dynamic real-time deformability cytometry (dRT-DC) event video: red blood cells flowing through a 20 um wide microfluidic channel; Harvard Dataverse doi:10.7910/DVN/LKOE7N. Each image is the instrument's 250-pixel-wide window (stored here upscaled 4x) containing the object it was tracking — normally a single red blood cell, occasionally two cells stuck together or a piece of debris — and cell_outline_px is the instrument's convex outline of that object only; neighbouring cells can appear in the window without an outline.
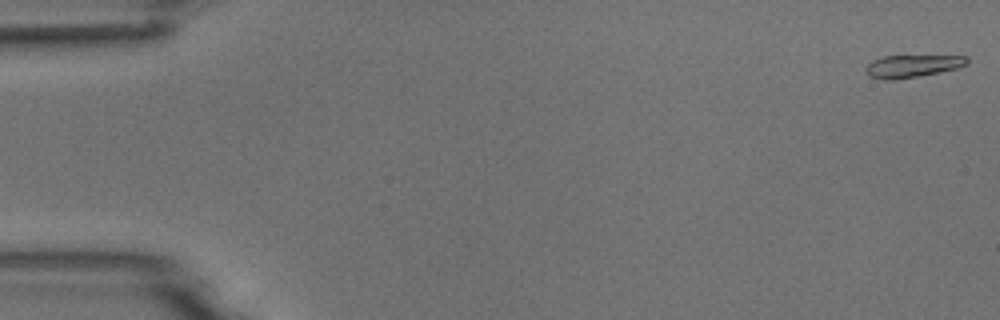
{"species": "common noctule bat (a hibernating species)", "species_latin": "Nyctalus noctula", "temperature_condition": "room temperature", "stored_images_in_passage": 5, "camera_frame_rate_fps": 3000, "um_per_image_px": 0.085, "animal": {"sex": "male", "body_mass_g": 18.8}, "frame": {"image": 1, "passage_image": 1, "time_ms": 0.0, "image_size_px": [1000, 320], "cell_outline_px": [[968, 64], [956, 68], [896, 80], [884, 80], [872, 76], [864, 68], [872, 60], [880, 56], [968, 56]], "centroid_in_image_um": [77.52, 5.6], "position_along_channel_um": 7.5, "area_um2": 13.01}}
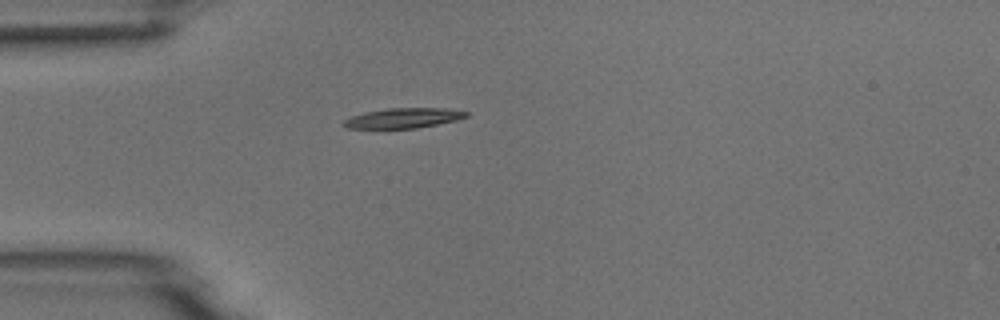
{"frame": {"image": 2, "passage_image": 5, "time_ms": 4.667, "image_size_px": [1000, 320], "cell_outline_px": [[468, 116], [456, 120], [416, 128], [344, 128], [344, 120], [352, 116], [364, 112], [388, 108], [444, 108], [468, 112]], "centroid_in_image_um": [34.27, 10.03], "position_along_channel_um": 50.7, "area_um2": 14.1}}